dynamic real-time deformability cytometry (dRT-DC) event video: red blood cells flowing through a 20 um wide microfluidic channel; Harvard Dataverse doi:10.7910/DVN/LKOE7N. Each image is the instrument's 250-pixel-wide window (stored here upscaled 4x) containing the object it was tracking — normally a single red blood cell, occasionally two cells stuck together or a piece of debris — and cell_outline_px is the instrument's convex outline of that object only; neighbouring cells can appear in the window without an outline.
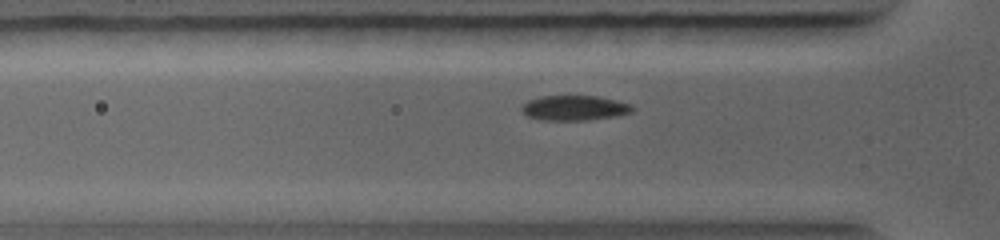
{"species": "common noctule bat (a hibernating species)", "species_latin": "Nyctalus noctula", "temperature_condition": "warm", "stored_images_in_passage": 24, "camera_frame_rate_fps": 5000, "um_per_image_px": 0.085, "animal": {"sex": "female", "body_mass_g": 19.0, "forearm_length_mm": 56.7}, "frame": {"image": 1, "passage_image": 7, "time_ms": 2.0, "image_size_px": [1000, 240], "cell_outline_px": [[636, 108], [632, 112], [616, 116], [588, 120], [540, 120], [528, 116], [520, 108], [528, 100], [540, 96], [600, 96], [628, 104]], "centroid_in_image_um": [48.82, 9.18], "position_along_channel_um": 77.0, "area_um2": 16.07}}
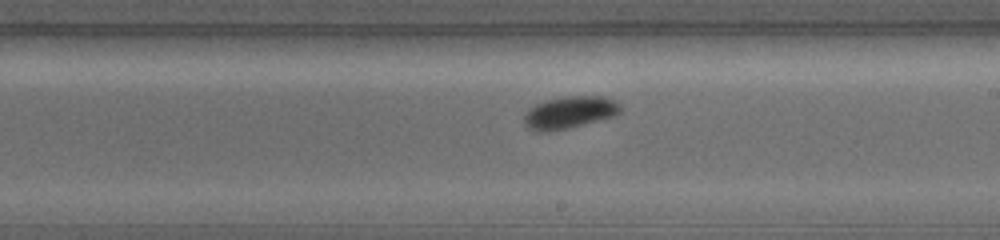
{"frame": {"image": 2, "passage_image": 16, "time_ms": 5.2, "image_size_px": [1000, 240], "cell_outline_px": [[620, 112], [616, 116], [568, 128], [548, 132], [536, 132], [528, 128], [524, 124], [524, 116], [528, 108], [536, 104], [548, 100], [564, 96], [600, 96], [612, 100], [620, 104]], "centroid_in_image_um": [48.38, 9.57], "position_along_channel_um": 240.6, "area_um2": 18.09}}
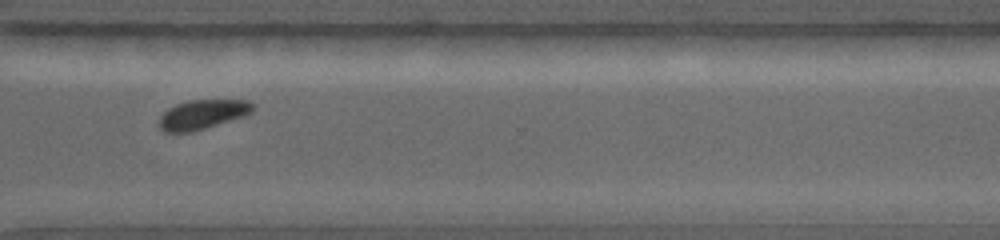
{"frame": {"image": 3, "passage_image": 22, "time_ms": 7.4, "image_size_px": [1000, 240], "cell_outline_px": [[256, 108], [252, 112], [244, 116], [192, 132], [164, 132], [160, 128], [160, 116], [168, 108], [176, 104], [188, 100], [248, 100]], "centroid_in_image_um": [17.22, 9.72], "position_along_channel_um": 353.4, "area_um2": 16.01}}